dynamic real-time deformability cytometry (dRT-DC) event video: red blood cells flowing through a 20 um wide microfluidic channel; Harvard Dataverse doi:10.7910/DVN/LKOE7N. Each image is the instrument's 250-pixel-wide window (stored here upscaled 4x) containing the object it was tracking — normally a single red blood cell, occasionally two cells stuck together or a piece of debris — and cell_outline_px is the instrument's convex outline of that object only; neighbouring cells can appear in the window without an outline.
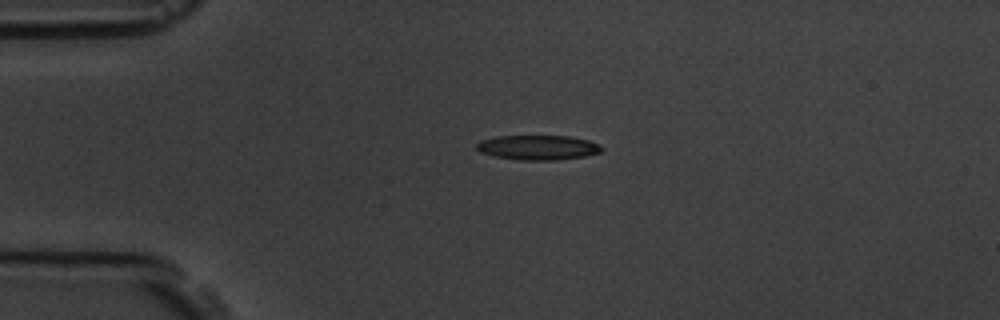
{"species": "common noctule bat (a hibernating species)", "species_latin": "Nyctalus noctula", "temperature_condition": "room temperature", "stored_images_in_passage": 5, "camera_frame_rate_fps": 3000, "um_per_image_px": 0.085, "animal": {"sex": "male", "body_mass_g": 19.5, "forearm_length_mm": 54.6}, "frame": {"image": 1, "passage_image": 3, "time_ms": 2.333, "image_size_px": [1000, 320], "cell_outline_px": [[604, 148], [600, 152], [584, 156], [556, 160], [520, 160], [496, 156], [480, 152], [476, 148], [476, 144], [480, 140], [496, 136], [568, 136], [588, 140], [600, 144]], "centroid_in_image_um": [45.73, 12.53], "position_along_channel_um": 39.3, "area_um2": 17.98}}
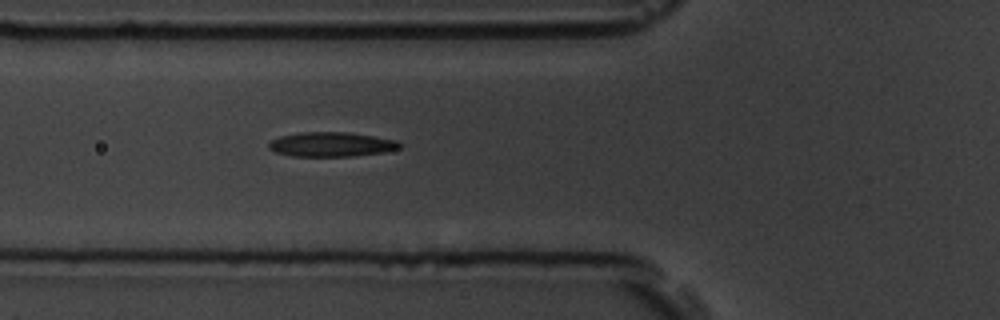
{"frame": {"image": 2, "passage_image": 5, "time_ms": 4.667, "image_size_px": [1000, 320], "cell_outline_px": [[404, 144], [400, 148], [384, 152], [352, 156], [292, 156], [276, 152], [268, 148], [268, 144], [272, 140], [280, 136], [300, 132], [348, 132], [396, 140]], "centroid_in_image_um": [28.17, 12.27], "position_along_channel_um": 97.6, "area_um2": 18.67}}